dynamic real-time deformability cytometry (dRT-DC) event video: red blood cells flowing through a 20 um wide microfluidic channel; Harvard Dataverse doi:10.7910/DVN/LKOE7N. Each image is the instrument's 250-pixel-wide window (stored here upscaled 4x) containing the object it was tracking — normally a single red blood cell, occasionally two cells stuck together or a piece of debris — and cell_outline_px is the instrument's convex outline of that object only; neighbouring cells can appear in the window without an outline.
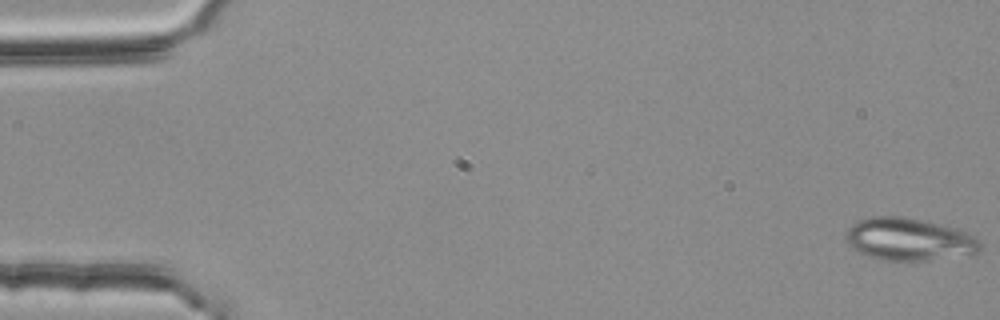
{"species": "common noctule bat (a hibernating species)", "species_latin": "Nyctalus noctula", "temperature_condition": "room temperature", "stored_images_in_passage": 4, "camera_frame_rate_fps": 3000, "um_per_image_px": 0.085, "animal": {"sex": "female", "body_mass_g": 25.1}, "frame": {"image": 1, "passage_image": 1, "time_ms": 0.0, "image_size_px": [1000, 320], "cell_outline_px": [[980, 252], [976, 256], [924, 260], [880, 260], [868, 256], [852, 248], [848, 244], [844, 236], [848, 228], [856, 220], [868, 216], [904, 216], [924, 220], [956, 228], [968, 232], [980, 240]], "centroid_in_image_um": [77.3, 20.34], "position_along_channel_um": 7.7, "area_um2": 34.04}}